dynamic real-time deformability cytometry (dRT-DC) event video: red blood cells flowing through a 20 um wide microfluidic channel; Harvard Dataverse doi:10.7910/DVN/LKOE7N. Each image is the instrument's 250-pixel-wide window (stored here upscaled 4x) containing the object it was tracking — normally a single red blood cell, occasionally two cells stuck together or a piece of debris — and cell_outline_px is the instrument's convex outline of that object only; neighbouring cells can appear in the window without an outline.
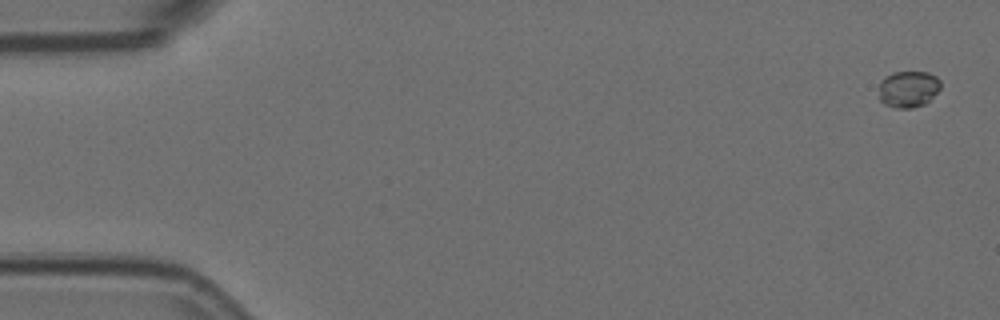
{"species": "Egyptian fruit bat (a non-hibernating species)", "species_latin": "Rousettus aegyptiacus", "temperature_condition": "room temperature", "stored_images_in_passage": 5, "camera_frame_rate_fps": 3000, "um_per_image_px": 0.085, "animal": {"sex": "female"}, "frame": {"image": 1, "passage_image": 5, "time_ms": 1.333, "image_size_px": [1000, 320], "cell_outline_px": [[940, 88], [924, 104], [912, 108], [896, 108], [884, 104], [880, 100], [880, 80], [884, 76], [892, 72], [928, 72], [936, 76], [940, 80]], "centroid_in_image_um": [77.18, 7.55], "position_along_channel_um": 7.8, "area_um2": 13.12}}